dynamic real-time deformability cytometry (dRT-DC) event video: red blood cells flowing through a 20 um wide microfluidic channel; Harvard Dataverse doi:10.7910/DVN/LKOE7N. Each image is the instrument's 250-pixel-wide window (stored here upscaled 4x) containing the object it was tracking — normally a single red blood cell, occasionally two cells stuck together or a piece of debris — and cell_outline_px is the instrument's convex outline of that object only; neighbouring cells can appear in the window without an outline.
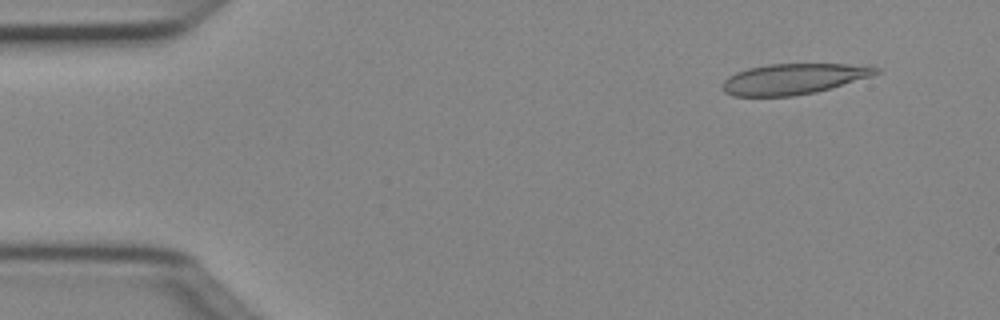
{"species": "Egyptian fruit bat (a non-hibernating species)", "species_latin": "Rousettus aegyptiacus", "temperature_condition": "cold", "stored_images_in_passage": 3, "camera_frame_rate_fps": 3000, "um_per_image_px": 0.085, "animal": {"sex": "female"}, "frame": {"image": 1, "passage_image": 2, "time_ms": 0.333, "image_size_px": [1000, 320], "cell_outline_px": [[880, 72], [872, 76], [832, 88], [816, 92], [792, 96], [732, 96], [724, 92], [724, 80], [728, 76], [736, 72], [748, 68], [768, 64], [844, 64], [880, 68]], "centroid_in_image_um": [67.44, 6.71], "position_along_channel_um": 17.6, "area_um2": 27.28}}